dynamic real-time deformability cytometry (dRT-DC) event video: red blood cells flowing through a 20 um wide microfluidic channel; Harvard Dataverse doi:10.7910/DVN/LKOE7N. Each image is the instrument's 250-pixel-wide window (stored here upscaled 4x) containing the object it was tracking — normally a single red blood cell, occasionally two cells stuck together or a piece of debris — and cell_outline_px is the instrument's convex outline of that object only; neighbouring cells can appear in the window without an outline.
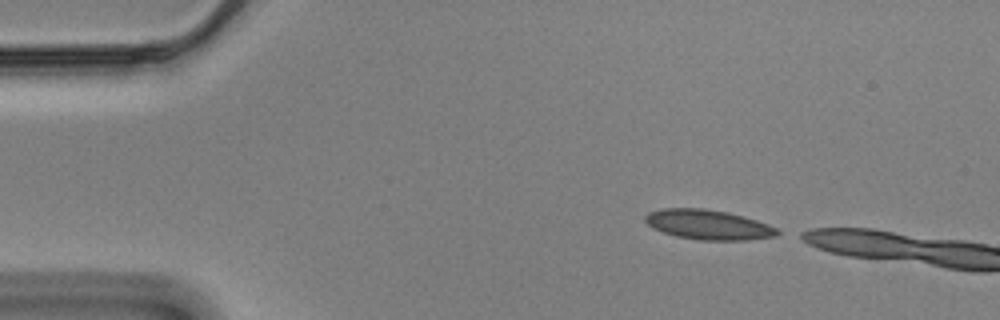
{"species": "Egyptian fruit bat (a non-hibernating species)", "species_latin": "Rousettus aegyptiacus", "temperature_condition": "cold", "stored_images_in_passage": 4, "camera_frame_rate_fps": 3000, "um_per_image_px": 0.085, "animal": {"sex": "male"}, "frame": {"image": 1, "passage_image": 1, "time_ms": 0.0, "image_size_px": [1000, 320], "cell_outline_px": [[784, 232], [776, 236], [748, 240], [700, 240], [676, 236], [652, 228], [644, 220], [644, 216], [648, 212], [660, 208], [704, 208], [728, 212], [744, 216], [768, 224]], "centroid_in_image_um": [60.21, 19.09], "position_along_channel_um": 24.8, "area_um2": 23.18}}